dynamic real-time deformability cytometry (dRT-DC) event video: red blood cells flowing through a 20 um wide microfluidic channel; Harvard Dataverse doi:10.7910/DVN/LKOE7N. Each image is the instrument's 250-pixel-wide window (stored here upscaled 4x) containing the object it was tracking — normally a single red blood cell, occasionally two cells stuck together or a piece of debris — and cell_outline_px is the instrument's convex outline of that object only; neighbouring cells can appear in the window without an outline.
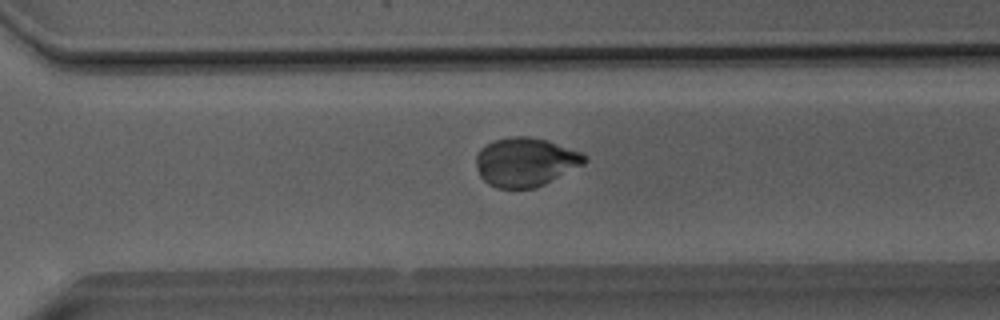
{"species": "Egyptian fruit bat (a non-hibernating species)", "species_latin": "Rousettus aegyptiacus", "temperature_condition": "room temperature", "stored_images_in_passage": 36, "camera_frame_rate_fps": 3000, "um_per_image_px": 0.085, "animal": {"sex": "male"}, "frame": {"image": 1, "passage_image": 21, "time_ms": 6.667, "image_size_px": [1000, 320], "cell_outline_px": [[588, 160], [584, 164], [536, 188], [496, 188], [488, 184], [480, 176], [476, 168], [476, 152], [484, 144], [496, 140], [512, 136], [528, 136], [548, 140], [580, 152], [588, 156]], "centroid_in_image_um": [44.64, 13.76], "position_along_channel_um": 326.0, "area_um2": 31.04}}
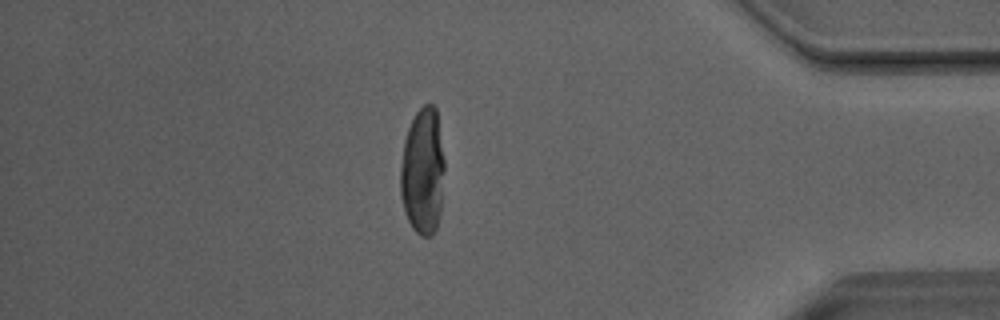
{"frame": {"image": 2, "passage_image": 29, "time_ms": 9.333, "image_size_px": [1000, 320], "cell_outline_px": [[444, 168], [440, 212], [436, 228], [432, 236], [420, 236], [412, 228], [408, 220], [400, 196], [400, 168], [404, 140], [408, 128], [416, 112], [424, 104], [432, 104], [436, 108], [444, 160]], "centroid_in_image_um": [35.92, 14.58], "position_along_channel_um": 399.3, "area_um2": 32.6}}
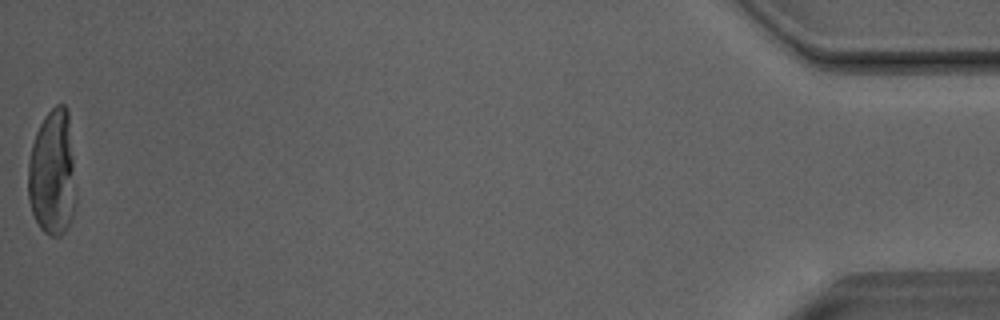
{"frame": {"image": 3, "passage_image": 36, "time_ms": 11.667, "image_size_px": [1000, 320], "cell_outline_px": [[76, 200], [72, 220], [64, 232], [60, 236], [48, 236], [40, 228], [32, 212], [28, 200], [28, 160], [32, 144], [36, 132], [44, 116], [56, 104], [64, 104], [68, 108]], "centroid_in_image_um": [4.45, 14.73], "position_along_channel_um": 430.7, "area_um2": 35.37}}